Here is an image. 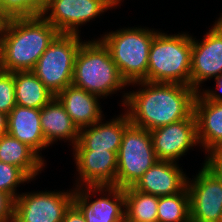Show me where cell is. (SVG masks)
Wrapping results in <instances>:
<instances>
[{"instance_id": "6da1fadb", "label": "cell", "mask_w": 222, "mask_h": 222, "mask_svg": "<svg viewBox=\"0 0 222 222\" xmlns=\"http://www.w3.org/2000/svg\"><path fill=\"white\" fill-rule=\"evenodd\" d=\"M144 86L136 92L123 95V105L131 124L151 131L189 118L194 113L197 91L177 83H132Z\"/></svg>"}, {"instance_id": "7a4b0ae2", "label": "cell", "mask_w": 222, "mask_h": 222, "mask_svg": "<svg viewBox=\"0 0 222 222\" xmlns=\"http://www.w3.org/2000/svg\"><path fill=\"white\" fill-rule=\"evenodd\" d=\"M59 31L43 16L3 20L0 30V69L32 71Z\"/></svg>"}, {"instance_id": "3957f363", "label": "cell", "mask_w": 222, "mask_h": 222, "mask_svg": "<svg viewBox=\"0 0 222 222\" xmlns=\"http://www.w3.org/2000/svg\"><path fill=\"white\" fill-rule=\"evenodd\" d=\"M72 85L99 97L127 86L101 38L82 42L74 63Z\"/></svg>"}, {"instance_id": "277c9868", "label": "cell", "mask_w": 222, "mask_h": 222, "mask_svg": "<svg viewBox=\"0 0 222 222\" xmlns=\"http://www.w3.org/2000/svg\"><path fill=\"white\" fill-rule=\"evenodd\" d=\"M192 37L158 32L150 46L147 81L190 86Z\"/></svg>"}, {"instance_id": "5b68a950", "label": "cell", "mask_w": 222, "mask_h": 222, "mask_svg": "<svg viewBox=\"0 0 222 222\" xmlns=\"http://www.w3.org/2000/svg\"><path fill=\"white\" fill-rule=\"evenodd\" d=\"M158 32L144 28H126L102 36L121 76L128 85L147 81L151 43Z\"/></svg>"}, {"instance_id": "8992f818", "label": "cell", "mask_w": 222, "mask_h": 222, "mask_svg": "<svg viewBox=\"0 0 222 222\" xmlns=\"http://www.w3.org/2000/svg\"><path fill=\"white\" fill-rule=\"evenodd\" d=\"M82 42L77 34H59L32 70L55 96L72 84L75 57Z\"/></svg>"}, {"instance_id": "52a82bcc", "label": "cell", "mask_w": 222, "mask_h": 222, "mask_svg": "<svg viewBox=\"0 0 222 222\" xmlns=\"http://www.w3.org/2000/svg\"><path fill=\"white\" fill-rule=\"evenodd\" d=\"M117 158L116 187L134 186L158 161L150 131L130 124L123 133Z\"/></svg>"}, {"instance_id": "ba28073f", "label": "cell", "mask_w": 222, "mask_h": 222, "mask_svg": "<svg viewBox=\"0 0 222 222\" xmlns=\"http://www.w3.org/2000/svg\"><path fill=\"white\" fill-rule=\"evenodd\" d=\"M71 192H36L18 194L13 222H62L65 211L73 203Z\"/></svg>"}, {"instance_id": "9c48e42d", "label": "cell", "mask_w": 222, "mask_h": 222, "mask_svg": "<svg viewBox=\"0 0 222 222\" xmlns=\"http://www.w3.org/2000/svg\"><path fill=\"white\" fill-rule=\"evenodd\" d=\"M190 222H219L222 215V183L205 166L187 179Z\"/></svg>"}, {"instance_id": "30bf717a", "label": "cell", "mask_w": 222, "mask_h": 222, "mask_svg": "<svg viewBox=\"0 0 222 222\" xmlns=\"http://www.w3.org/2000/svg\"><path fill=\"white\" fill-rule=\"evenodd\" d=\"M110 8L112 6L106 0H46V9L42 16L60 34L79 35V25L95 19Z\"/></svg>"}, {"instance_id": "8fae6325", "label": "cell", "mask_w": 222, "mask_h": 222, "mask_svg": "<svg viewBox=\"0 0 222 222\" xmlns=\"http://www.w3.org/2000/svg\"><path fill=\"white\" fill-rule=\"evenodd\" d=\"M76 187L73 195V204L83 214L86 222H125L124 189L116 186H86ZM87 188V189H86ZM109 196L90 201L91 191L104 193ZM111 199H110V198Z\"/></svg>"}, {"instance_id": "7c38bea8", "label": "cell", "mask_w": 222, "mask_h": 222, "mask_svg": "<svg viewBox=\"0 0 222 222\" xmlns=\"http://www.w3.org/2000/svg\"><path fill=\"white\" fill-rule=\"evenodd\" d=\"M203 38L192 37L190 87L197 92L201 83L222 74V16Z\"/></svg>"}, {"instance_id": "4fadbf2b", "label": "cell", "mask_w": 222, "mask_h": 222, "mask_svg": "<svg viewBox=\"0 0 222 222\" xmlns=\"http://www.w3.org/2000/svg\"><path fill=\"white\" fill-rule=\"evenodd\" d=\"M158 160L176 162L190 147L199 144L194 113L187 119L150 131Z\"/></svg>"}, {"instance_id": "5bb4252c", "label": "cell", "mask_w": 222, "mask_h": 222, "mask_svg": "<svg viewBox=\"0 0 222 222\" xmlns=\"http://www.w3.org/2000/svg\"><path fill=\"white\" fill-rule=\"evenodd\" d=\"M77 171L86 186H116L117 153L108 150H73Z\"/></svg>"}, {"instance_id": "9a60e30c", "label": "cell", "mask_w": 222, "mask_h": 222, "mask_svg": "<svg viewBox=\"0 0 222 222\" xmlns=\"http://www.w3.org/2000/svg\"><path fill=\"white\" fill-rule=\"evenodd\" d=\"M102 120L79 129V140L74 150H108L118 153L123 133L131 124L129 116L125 112L107 123H102Z\"/></svg>"}, {"instance_id": "2e32d148", "label": "cell", "mask_w": 222, "mask_h": 222, "mask_svg": "<svg viewBox=\"0 0 222 222\" xmlns=\"http://www.w3.org/2000/svg\"><path fill=\"white\" fill-rule=\"evenodd\" d=\"M176 162L158 160L133 186L136 190L158 197L181 192L187 185V178Z\"/></svg>"}, {"instance_id": "e0dca14e", "label": "cell", "mask_w": 222, "mask_h": 222, "mask_svg": "<svg viewBox=\"0 0 222 222\" xmlns=\"http://www.w3.org/2000/svg\"><path fill=\"white\" fill-rule=\"evenodd\" d=\"M197 139L208 152L222 150V101H206L197 93L194 101Z\"/></svg>"}, {"instance_id": "ac0fdd59", "label": "cell", "mask_w": 222, "mask_h": 222, "mask_svg": "<svg viewBox=\"0 0 222 222\" xmlns=\"http://www.w3.org/2000/svg\"><path fill=\"white\" fill-rule=\"evenodd\" d=\"M64 106L72 122L81 129L90 126L102 119L99 96L69 85L55 96Z\"/></svg>"}, {"instance_id": "d6986e66", "label": "cell", "mask_w": 222, "mask_h": 222, "mask_svg": "<svg viewBox=\"0 0 222 222\" xmlns=\"http://www.w3.org/2000/svg\"><path fill=\"white\" fill-rule=\"evenodd\" d=\"M7 133L27 144L38 155L49 145L44 139L40 121V109L16 105L8 114Z\"/></svg>"}, {"instance_id": "ffe728a7", "label": "cell", "mask_w": 222, "mask_h": 222, "mask_svg": "<svg viewBox=\"0 0 222 222\" xmlns=\"http://www.w3.org/2000/svg\"><path fill=\"white\" fill-rule=\"evenodd\" d=\"M40 121L44 139L49 146L57 139L71 140L72 147L78 142L79 129L56 97L40 109Z\"/></svg>"}, {"instance_id": "44dd1931", "label": "cell", "mask_w": 222, "mask_h": 222, "mask_svg": "<svg viewBox=\"0 0 222 222\" xmlns=\"http://www.w3.org/2000/svg\"><path fill=\"white\" fill-rule=\"evenodd\" d=\"M0 161L19 167L30 179L42 171L44 159L8 133L0 135Z\"/></svg>"}, {"instance_id": "7402d4cb", "label": "cell", "mask_w": 222, "mask_h": 222, "mask_svg": "<svg viewBox=\"0 0 222 222\" xmlns=\"http://www.w3.org/2000/svg\"><path fill=\"white\" fill-rule=\"evenodd\" d=\"M13 75L16 105L41 109L55 97L32 71H15Z\"/></svg>"}, {"instance_id": "603a6c76", "label": "cell", "mask_w": 222, "mask_h": 222, "mask_svg": "<svg viewBox=\"0 0 222 222\" xmlns=\"http://www.w3.org/2000/svg\"><path fill=\"white\" fill-rule=\"evenodd\" d=\"M125 222H157L159 197L140 192L133 186L124 188Z\"/></svg>"}, {"instance_id": "cb8c5ba5", "label": "cell", "mask_w": 222, "mask_h": 222, "mask_svg": "<svg viewBox=\"0 0 222 222\" xmlns=\"http://www.w3.org/2000/svg\"><path fill=\"white\" fill-rule=\"evenodd\" d=\"M157 222H190L189 193L181 192L159 197Z\"/></svg>"}, {"instance_id": "d4e9b609", "label": "cell", "mask_w": 222, "mask_h": 222, "mask_svg": "<svg viewBox=\"0 0 222 222\" xmlns=\"http://www.w3.org/2000/svg\"><path fill=\"white\" fill-rule=\"evenodd\" d=\"M46 9V0H0V17L12 18L42 16Z\"/></svg>"}, {"instance_id": "484cf974", "label": "cell", "mask_w": 222, "mask_h": 222, "mask_svg": "<svg viewBox=\"0 0 222 222\" xmlns=\"http://www.w3.org/2000/svg\"><path fill=\"white\" fill-rule=\"evenodd\" d=\"M31 179L17 166L0 161V191L17 198L16 187Z\"/></svg>"}, {"instance_id": "4316f807", "label": "cell", "mask_w": 222, "mask_h": 222, "mask_svg": "<svg viewBox=\"0 0 222 222\" xmlns=\"http://www.w3.org/2000/svg\"><path fill=\"white\" fill-rule=\"evenodd\" d=\"M16 106L13 72L0 69V112L8 115Z\"/></svg>"}, {"instance_id": "83f0119b", "label": "cell", "mask_w": 222, "mask_h": 222, "mask_svg": "<svg viewBox=\"0 0 222 222\" xmlns=\"http://www.w3.org/2000/svg\"><path fill=\"white\" fill-rule=\"evenodd\" d=\"M15 199L6 192L0 191V222L14 221Z\"/></svg>"}, {"instance_id": "f1b7e54d", "label": "cell", "mask_w": 222, "mask_h": 222, "mask_svg": "<svg viewBox=\"0 0 222 222\" xmlns=\"http://www.w3.org/2000/svg\"><path fill=\"white\" fill-rule=\"evenodd\" d=\"M210 154L203 163L222 183V150L209 152Z\"/></svg>"}, {"instance_id": "f546056e", "label": "cell", "mask_w": 222, "mask_h": 222, "mask_svg": "<svg viewBox=\"0 0 222 222\" xmlns=\"http://www.w3.org/2000/svg\"><path fill=\"white\" fill-rule=\"evenodd\" d=\"M216 88L222 93V74L218 77H215ZM204 92L199 91L198 93L206 100L210 102H220L222 101V95L216 93L212 90H203Z\"/></svg>"}, {"instance_id": "4dcf8cb0", "label": "cell", "mask_w": 222, "mask_h": 222, "mask_svg": "<svg viewBox=\"0 0 222 222\" xmlns=\"http://www.w3.org/2000/svg\"><path fill=\"white\" fill-rule=\"evenodd\" d=\"M62 222H86V220L80 210L72 203L65 211Z\"/></svg>"}, {"instance_id": "1f68e13d", "label": "cell", "mask_w": 222, "mask_h": 222, "mask_svg": "<svg viewBox=\"0 0 222 222\" xmlns=\"http://www.w3.org/2000/svg\"><path fill=\"white\" fill-rule=\"evenodd\" d=\"M7 119L8 115L0 112V135L7 133Z\"/></svg>"}, {"instance_id": "d6a6232c", "label": "cell", "mask_w": 222, "mask_h": 222, "mask_svg": "<svg viewBox=\"0 0 222 222\" xmlns=\"http://www.w3.org/2000/svg\"><path fill=\"white\" fill-rule=\"evenodd\" d=\"M112 7L117 6L121 0H106Z\"/></svg>"}, {"instance_id": "836d02e7", "label": "cell", "mask_w": 222, "mask_h": 222, "mask_svg": "<svg viewBox=\"0 0 222 222\" xmlns=\"http://www.w3.org/2000/svg\"><path fill=\"white\" fill-rule=\"evenodd\" d=\"M2 23H3V19L0 17V30H1Z\"/></svg>"}]
</instances>
